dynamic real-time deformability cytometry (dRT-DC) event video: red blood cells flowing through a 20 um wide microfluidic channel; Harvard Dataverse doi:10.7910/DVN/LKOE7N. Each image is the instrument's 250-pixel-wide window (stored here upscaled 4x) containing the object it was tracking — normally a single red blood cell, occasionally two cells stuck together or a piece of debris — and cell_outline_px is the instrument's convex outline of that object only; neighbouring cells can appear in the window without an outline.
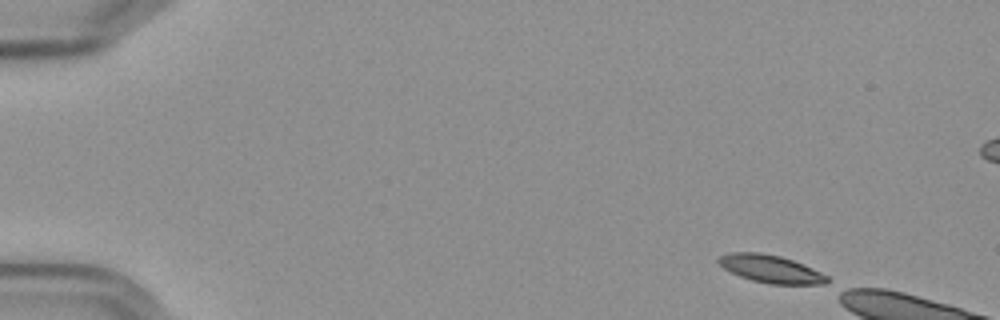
{"species": "Egyptian fruit bat (a non-hibernating species)", "species_latin": "Rousettus aegyptiacus", "temperature_condition": "cold", "stored_images_in_passage": 10, "camera_frame_rate_fps": 3000, "um_per_image_px": 0.085, "frame": {"image": 1, "passage_image": 1, "time_ms": 0.0, "image_size_px": [1000, 320], "cell_outline_px": [[828, 280], [824, 284], [772, 284], [752, 280], [740, 276], [724, 268], [716, 260], [720, 256], [728, 252], [760, 252], [780, 256], [804, 264], [828, 276]], "centroid_in_image_um": [65.49, 22.84], "position_along_channel_um": 19.5, "area_um2": 17.4}}